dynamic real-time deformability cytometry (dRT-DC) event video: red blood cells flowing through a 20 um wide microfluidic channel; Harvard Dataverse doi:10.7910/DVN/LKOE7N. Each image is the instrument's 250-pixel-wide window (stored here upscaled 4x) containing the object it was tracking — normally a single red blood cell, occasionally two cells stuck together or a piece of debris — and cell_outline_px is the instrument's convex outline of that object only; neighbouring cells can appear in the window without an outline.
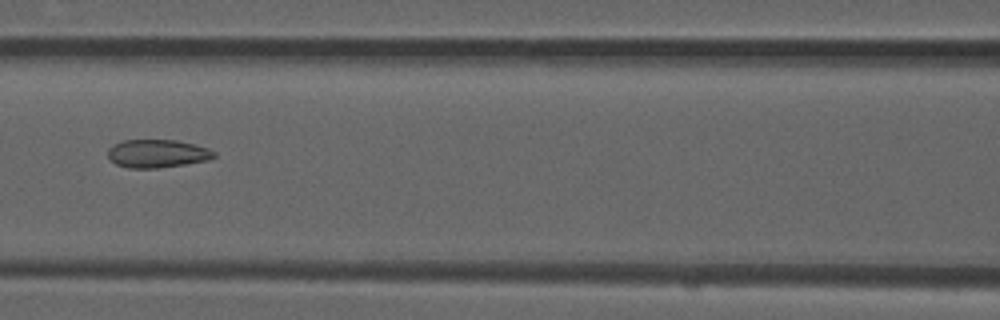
{"species": "common noctule bat (a hibernating species)", "species_latin": "Nyctalus noctula", "temperature_condition": "room temperature", "stored_images_in_passage": 7, "camera_frame_rate_fps": 3000, "um_per_image_px": 0.085, "animal": {"sex": "male", "forearm_length_mm": 52.5}, "frame": {"image": 1, "passage_image": 7, "time_ms": 2.0, "image_size_px": [1000, 320], "cell_outline_px": [[216, 156], [208, 160], [160, 168], [128, 168], [116, 164], [108, 156], [108, 148], [112, 144], [124, 140], [176, 140], [208, 148], [216, 152]], "centroid_in_image_um": [13.36, 13.05], "position_along_channel_um": 153.2, "area_um2": 17.4}}